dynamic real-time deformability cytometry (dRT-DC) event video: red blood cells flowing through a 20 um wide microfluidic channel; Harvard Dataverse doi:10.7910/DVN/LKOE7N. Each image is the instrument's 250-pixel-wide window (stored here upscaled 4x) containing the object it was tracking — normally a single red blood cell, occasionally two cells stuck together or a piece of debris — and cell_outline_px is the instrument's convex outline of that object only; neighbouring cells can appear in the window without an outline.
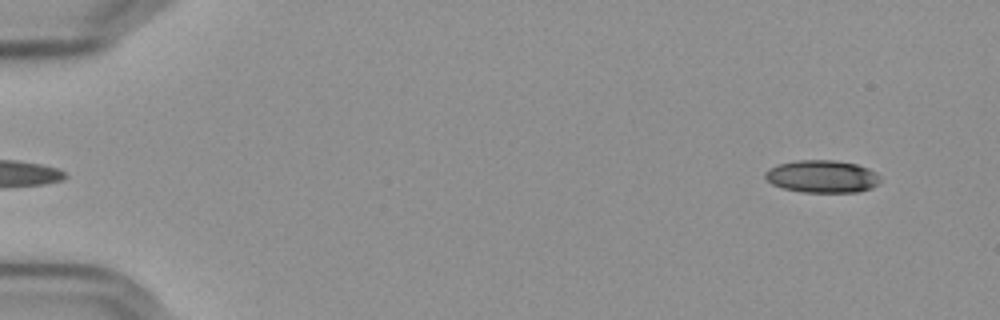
{"species": "Egyptian fruit bat (a non-hibernating species)", "species_latin": "Rousettus aegyptiacus", "temperature_condition": "cold", "stored_images_in_passage": 55, "camera_frame_rate_fps": 3000, "um_per_image_px": 0.085, "frame": {"image": 1, "passage_image": 3, "time_ms": 0.667, "image_size_px": [1000, 320], "cell_outline_px": [[880, 180], [872, 188], [860, 192], [800, 192], [784, 188], [772, 184], [764, 176], [764, 172], [768, 168], [776, 164], [796, 160], [836, 160], [856, 164], [868, 168], [876, 172], [880, 176]], "centroid_in_image_um": [69.87, 14.99], "position_along_channel_um": 15.1, "area_um2": 22.02}}
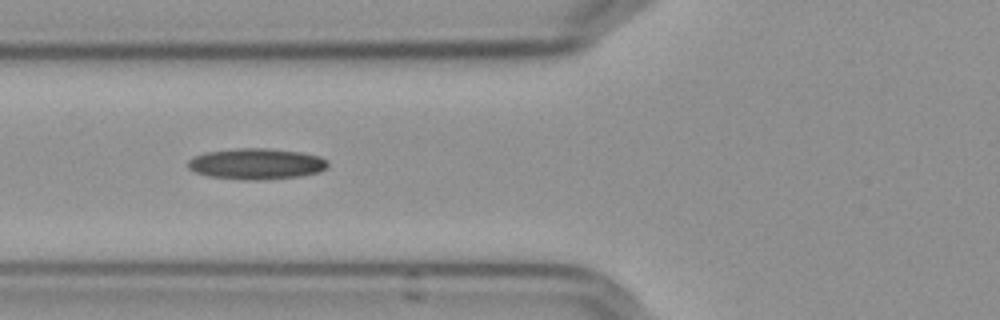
{"frame": {"image": 2, "passage_image": 21, "time_ms": 6.667, "image_size_px": [1000, 320], "cell_outline_px": [[328, 164], [320, 172], [300, 176], [252, 180], [244, 180], [208, 176], [196, 172], [188, 168], [188, 160], [192, 156], [204, 152], [236, 148], [268, 148], [300, 152], [320, 156]], "centroid_in_image_um": [21.73, 13.92], "position_along_channel_um": 104.1, "area_um2": 25.2}}
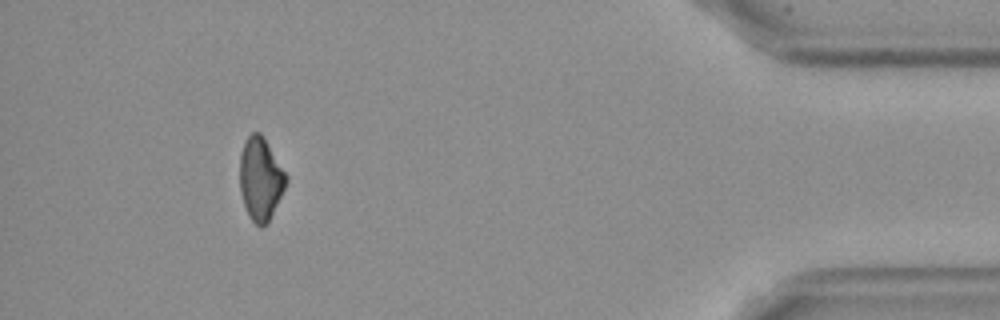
{"frame": {"image": 3, "passage_image": 51, "time_ms": 16.667, "image_size_px": [1000, 320], "cell_outline_px": [[288, 180], [268, 220], [260, 228], [248, 216], [240, 192], [240, 152], [244, 140], [252, 132], [260, 132], [288, 176]], "centroid_in_image_um": [22.12, 15.17], "position_along_channel_um": 413.1, "area_um2": 22.02}}